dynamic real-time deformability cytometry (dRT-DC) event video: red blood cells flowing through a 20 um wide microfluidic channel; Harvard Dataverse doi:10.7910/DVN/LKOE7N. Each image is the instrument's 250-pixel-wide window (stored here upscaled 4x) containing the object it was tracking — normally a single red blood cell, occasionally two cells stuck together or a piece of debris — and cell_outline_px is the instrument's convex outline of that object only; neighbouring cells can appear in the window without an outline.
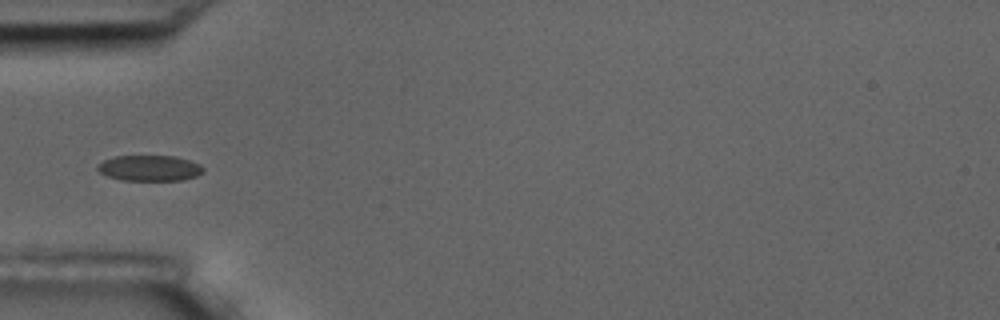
{"species": "common noctule bat (a hibernating species)", "species_latin": "Nyctalus noctula", "temperature_condition": "room temperature", "stored_images_in_passage": 11, "camera_frame_rate_fps": 3000, "um_per_image_px": 0.085, "animal": {"sex": "male", "body_mass_g": 17.5, "forearm_length_mm": 52.3}, "frame": {"image": 1, "passage_image": 5, "time_ms": 5.333, "image_size_px": [1000, 320], "cell_outline_px": [[204, 172], [196, 176], [184, 180], [120, 180], [108, 176], [100, 172], [96, 168], [96, 164], [104, 160], [116, 156], [176, 156], [200, 164], [204, 168]], "centroid_in_image_um": [12.72, 14.29], "position_along_channel_um": 72.3, "area_um2": 15.9}}
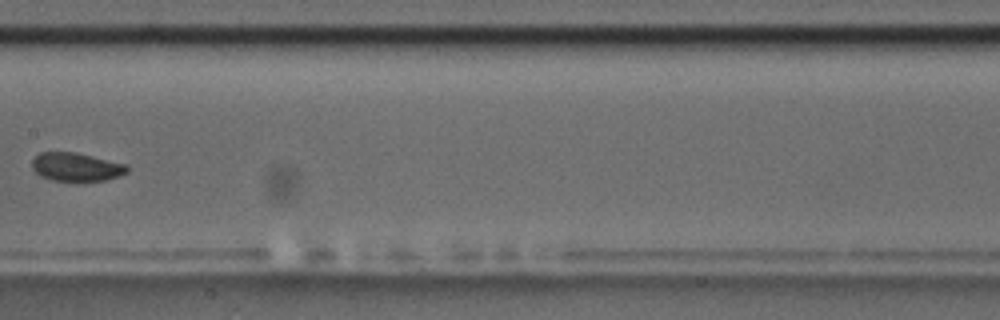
{"frame": {"image": 2, "passage_image": 8, "time_ms": 9.0, "image_size_px": [1000, 320], "cell_outline_px": [[128, 172], [120, 176], [104, 180], [76, 184], [52, 180], [40, 176], [32, 168], [32, 160], [40, 152], [76, 152], [128, 164]], "centroid_in_image_um": [6.5, 14.23], "position_along_channel_um": 200.9, "area_um2": 16.47}}
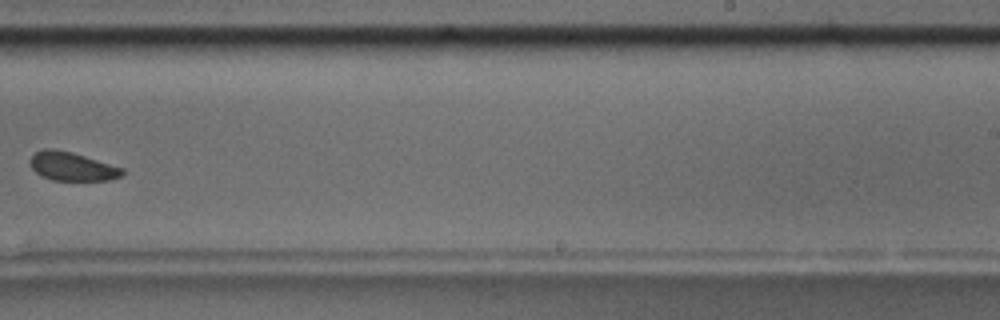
{"frame": {"image": 3, "passage_image": 10, "time_ms": 11.333, "image_size_px": [1000, 320], "cell_outline_px": [[124, 172], [120, 176], [112, 180], [52, 180], [36, 172], [28, 164], [28, 160], [36, 152], [44, 148], [52, 148], [72, 152], [124, 168]], "centroid_in_image_um": [6.11, 14.14], "position_along_channel_um": 282.9, "area_um2": 15.37}}